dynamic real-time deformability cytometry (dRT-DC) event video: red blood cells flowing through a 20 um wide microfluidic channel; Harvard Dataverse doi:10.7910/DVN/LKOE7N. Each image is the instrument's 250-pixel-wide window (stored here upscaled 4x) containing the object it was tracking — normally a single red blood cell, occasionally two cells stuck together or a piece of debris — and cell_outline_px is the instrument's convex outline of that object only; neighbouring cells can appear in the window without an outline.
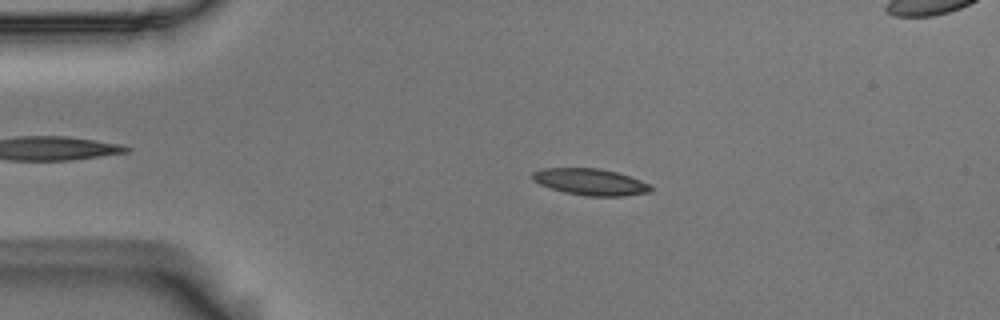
{"species": "Egyptian fruit bat (a non-hibernating species)", "species_latin": "Rousettus aegyptiacus", "temperature_condition": "room temperature", "stored_images_in_passage": 53, "camera_frame_rate_fps": 3000, "um_per_image_px": 0.085, "animal": {"sex": "male"}, "frame": {"image": 1, "passage_image": 9, "time_ms": 2.667, "image_size_px": [1000, 320], "cell_outline_px": [[652, 192], [624, 196], [588, 196], [564, 192], [540, 184], [532, 180], [532, 172], [544, 168], [600, 168], [616, 172], [652, 184]], "centroid_in_image_um": [50.21, 15.46], "position_along_channel_um": 34.8, "area_um2": 18.32}}
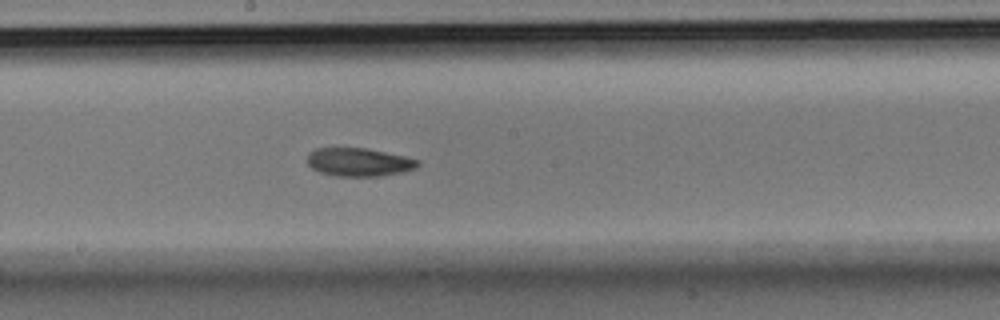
{"frame": {"image": 2, "passage_image": 27, "time_ms": 8.667, "image_size_px": [1000, 320], "cell_outline_px": [[420, 164], [416, 168], [404, 172], [380, 176], [336, 176], [320, 172], [312, 168], [308, 164], [308, 152], [316, 148], [368, 148], [404, 156], [420, 160]], "centroid_in_image_um": [30.53, 13.78], "position_along_channel_um": 217.7, "area_um2": 18.32}}
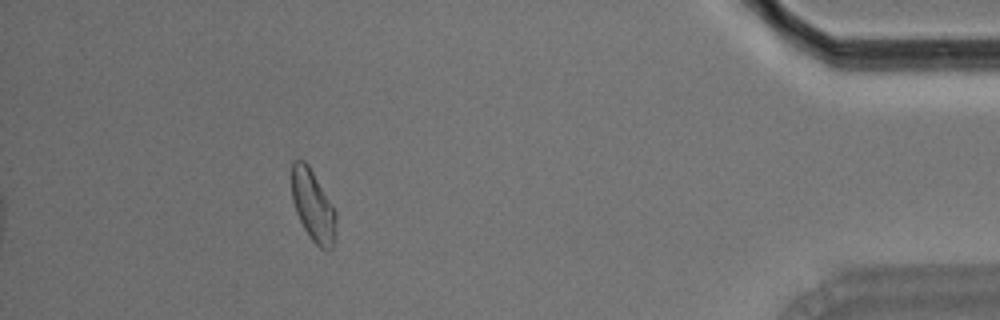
{"frame": {"image": 3, "passage_image": 47, "time_ms": 15.333, "image_size_px": [1000, 320], "cell_outline_px": [[336, 220], [332, 248], [328, 252], [320, 248], [312, 240], [304, 228], [296, 212], [292, 200], [292, 160], [304, 160], [308, 164], [336, 212]], "centroid_in_image_um": [26.59, 17.49], "position_along_channel_um": 408.6, "area_um2": 18.15}, "authors_computed_cell_mechanics": {"area_um2": 18.496, "velocity_mm_per_s": 3.6661, "shape_relaxation_time_tau1_ms": 4.704, "shape_relaxation_time_tau2_ms": 7.7262, "deformation_change_tau1": 0.1357, "deformation_change_tau2": 0.1564}}